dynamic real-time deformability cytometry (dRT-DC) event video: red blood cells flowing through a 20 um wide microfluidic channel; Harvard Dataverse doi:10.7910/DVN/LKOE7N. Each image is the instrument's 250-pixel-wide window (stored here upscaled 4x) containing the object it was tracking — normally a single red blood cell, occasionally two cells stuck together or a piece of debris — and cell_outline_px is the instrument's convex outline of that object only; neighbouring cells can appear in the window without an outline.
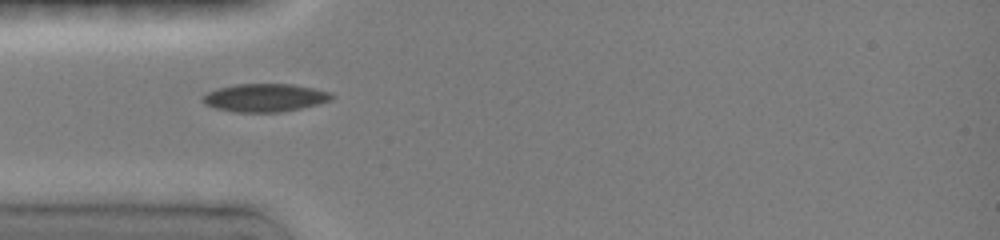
{"species": "common noctule bat (a hibernating species)", "species_latin": "Nyctalus noctula", "temperature_condition": "room temperature", "stored_images_in_passage": 41, "camera_frame_rate_fps": 3000, "um_per_image_px": 0.085, "animal": {"sex": "female", "body_mass_g": 19.0, "forearm_length_mm": 51.5}, "frame": {"image": 1, "passage_image": 1, "time_ms": 0.0, "image_size_px": [1000, 240], "cell_outline_px": [[332, 100], [300, 108], [280, 112], [232, 112], [216, 108], [204, 104], [204, 96], [208, 92], [220, 88], [236, 84], [292, 84], [312, 88], [328, 92], [332, 96]], "centroid_in_image_um": [22.5, 8.31], "position_along_channel_um": 62.5, "area_um2": 20.69}}
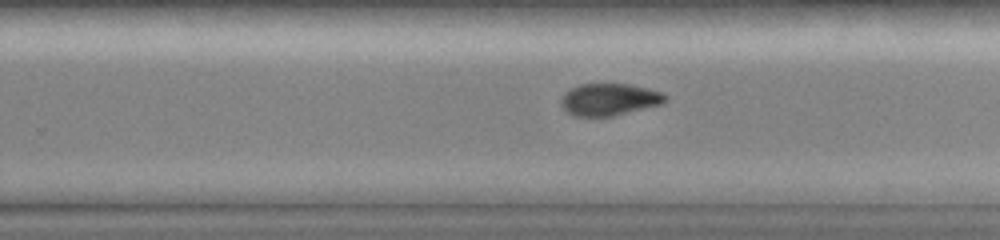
{"frame": {"image": 2, "passage_image": 23, "time_ms": 5.333, "image_size_px": [1000, 240], "cell_outline_px": [[668, 96], [660, 104], [612, 116], [572, 116], [564, 112], [560, 104], [560, 100], [564, 92], [580, 84], [628, 84], [660, 92]], "centroid_in_image_um": [51.69, 8.46], "position_along_channel_um": 278.1, "area_um2": 19.31}}
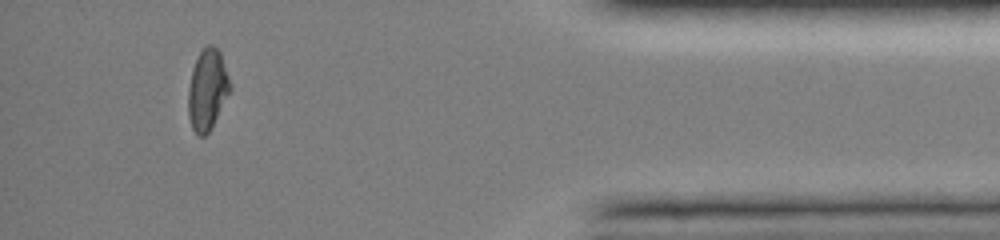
{"frame": {"image": 3, "passage_image": 39, "time_ms": 9.667, "image_size_px": [1000, 240], "cell_outline_px": [[232, 88], [208, 132], [204, 136], [196, 136], [192, 128], [188, 116], [188, 88], [192, 72], [196, 60], [200, 52], [208, 44], [212, 44], [220, 52], [232, 84]], "centroid_in_image_um": [17.63, 7.62], "position_along_channel_um": 417.6, "area_um2": 19.59}, "authors_computed_cell_mechanics": {"area_um2": 20.2878, "velocity_mm_per_s": 4.0557, "shape_relaxation_time_tau1_ms": 4.8763, "shape_relaxation_time_tau2_ms": 2.4653, "deformation_change_tau1": 0.1482, "deformation_change_tau2": 0.0482}}